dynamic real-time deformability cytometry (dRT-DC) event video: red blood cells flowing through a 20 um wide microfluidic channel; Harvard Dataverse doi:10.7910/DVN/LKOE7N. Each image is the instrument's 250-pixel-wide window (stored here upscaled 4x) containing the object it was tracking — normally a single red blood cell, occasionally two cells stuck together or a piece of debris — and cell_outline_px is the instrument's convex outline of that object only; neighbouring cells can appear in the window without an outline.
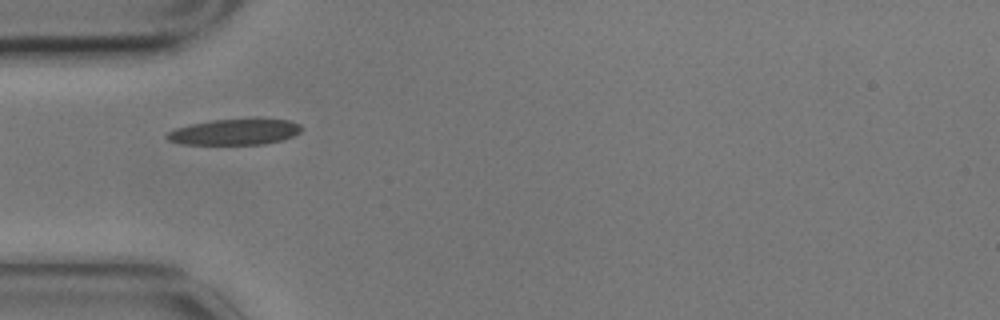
{"species": "common noctule bat (a hibernating species)", "species_latin": "Nyctalus noctula", "temperature_condition": "cold", "stored_images_in_passage": 8, "camera_frame_rate_fps": 3000, "um_per_image_px": 0.085, "animal": {"sex": "male", "body_mass_g": 17.9}, "frame": {"image": 1, "passage_image": 5, "time_ms": 1.333, "image_size_px": [1000, 320], "cell_outline_px": [[304, 128], [300, 132], [284, 140], [264, 144], [184, 144], [168, 140], [164, 136], [168, 132], [176, 128], [192, 124], [212, 120], [256, 116], [288, 120], [300, 124]], "centroid_in_image_um": [20.04, 11.17], "position_along_channel_um": 65.0, "area_um2": 21.04}}